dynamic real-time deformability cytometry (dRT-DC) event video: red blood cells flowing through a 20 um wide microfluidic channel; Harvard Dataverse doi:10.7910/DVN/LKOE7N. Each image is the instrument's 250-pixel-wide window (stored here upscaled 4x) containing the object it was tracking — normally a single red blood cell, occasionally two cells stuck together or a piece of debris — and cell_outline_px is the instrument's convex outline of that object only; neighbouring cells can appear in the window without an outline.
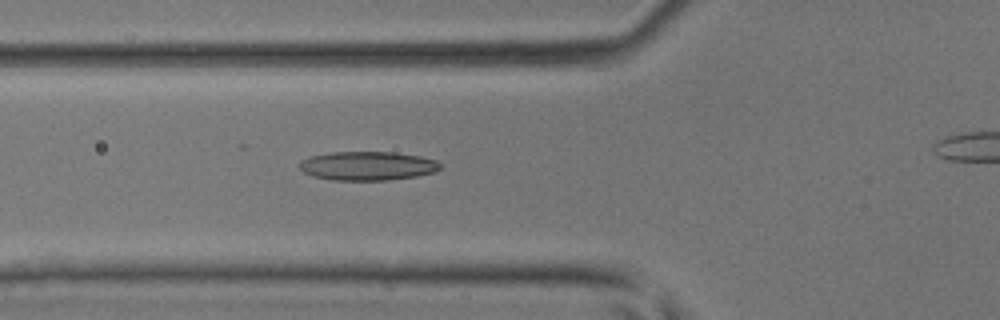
{"species": "common noctule bat (a hibernating species)", "species_latin": "Nyctalus noctula", "temperature_condition": "room temperature", "stored_images_in_passage": 40, "camera_frame_rate_fps": 3000, "um_per_image_px": 0.085, "animal": {"sex": "male", "body_mass_g": 17.9, "forearm_length_mm": 54.2}, "frame": {"image": 1, "passage_image": 17, "time_ms": 5.333, "image_size_px": [1000, 320], "cell_outline_px": [[440, 168], [436, 172], [416, 176], [388, 180], [332, 180], [312, 176], [304, 172], [300, 168], [300, 160], [308, 156], [328, 152], [392, 152], [420, 156], [436, 160], [440, 164]], "centroid_in_image_um": [31.22, 14.09], "position_along_channel_um": 94.6, "area_um2": 23.81}}
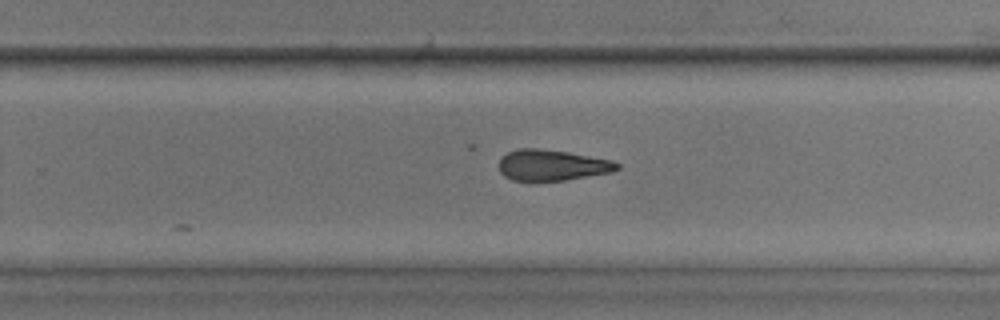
{"frame": {"image": 2, "passage_image": 29, "time_ms": 9.333, "image_size_px": [1000, 320], "cell_outline_px": [[620, 168], [612, 172], [564, 180], [512, 180], [504, 176], [500, 172], [500, 156], [508, 152], [520, 148], [536, 148], [568, 152], [612, 160], [620, 164]], "centroid_in_image_um": [46.92, 14.03], "position_along_channel_um": 282.9, "area_um2": 21.15}}
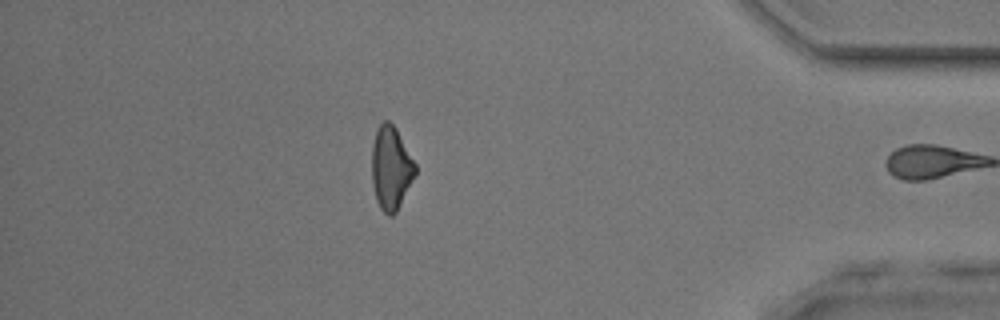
{"frame": {"image": 3, "passage_image": 39, "time_ms": 12.667, "image_size_px": [1000, 320], "cell_outline_px": [[416, 172], [396, 212], [392, 216], [388, 216], [380, 208], [376, 200], [372, 184], [372, 144], [376, 132], [380, 124], [384, 120], [388, 120], [396, 128], [416, 164]], "centroid_in_image_um": [33.22, 14.28], "position_along_channel_um": 402.0, "area_um2": 20.92}}